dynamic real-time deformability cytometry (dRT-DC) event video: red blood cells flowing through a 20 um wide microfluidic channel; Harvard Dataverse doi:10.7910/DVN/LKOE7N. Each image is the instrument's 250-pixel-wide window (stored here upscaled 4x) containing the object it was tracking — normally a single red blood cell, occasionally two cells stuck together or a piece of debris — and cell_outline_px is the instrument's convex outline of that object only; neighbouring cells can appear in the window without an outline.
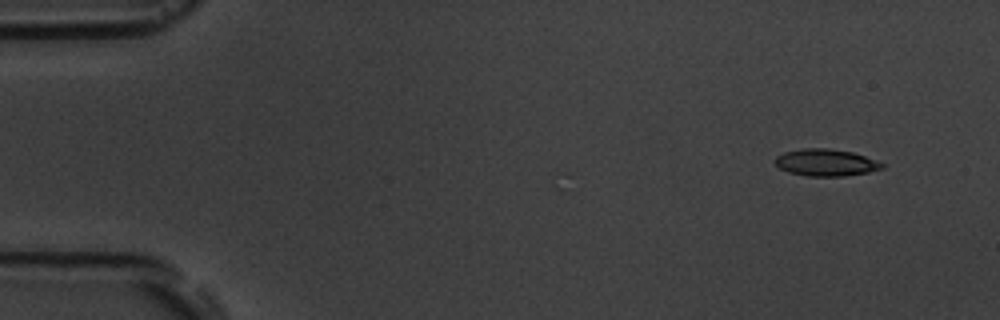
{"species": "common noctule bat (a hibernating species)", "species_latin": "Nyctalus noctula", "temperature_condition": "room temperature", "stored_images_in_passage": 5, "camera_frame_rate_fps": 3000, "um_per_image_px": 0.085, "animal": {"sex": "male", "body_mass_g": 19.5, "forearm_length_mm": 54.6}, "frame": {"image": 1, "passage_image": 1, "time_ms": 0.0, "image_size_px": [1000, 320], "cell_outline_px": [[884, 168], [868, 172], [844, 176], [808, 176], [788, 172], [780, 168], [772, 160], [776, 156], [784, 152], [804, 148], [828, 148], [852, 152], [864, 156], [884, 164]], "centroid_in_image_um": [70.16, 13.81], "position_along_channel_um": 14.8, "area_um2": 16.76}}
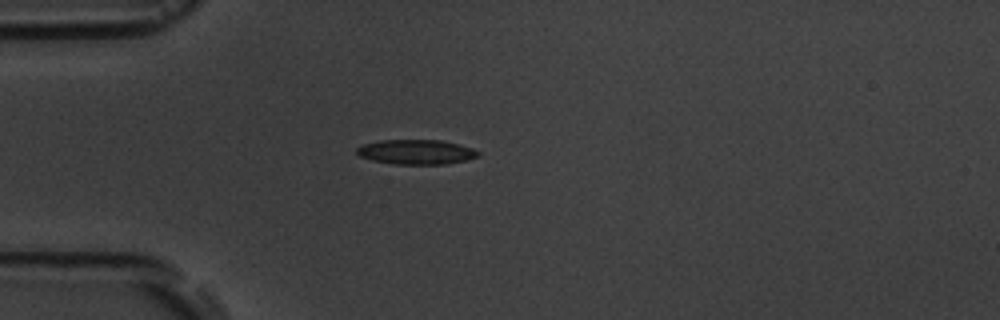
{"frame": {"image": 2, "passage_image": 4, "time_ms": 3.667, "image_size_px": [1000, 320], "cell_outline_px": [[480, 156], [464, 160], [444, 164], [392, 164], [372, 160], [360, 156], [356, 152], [356, 148], [364, 144], [380, 140], [440, 140], [472, 148], [480, 152]], "centroid_in_image_um": [35.36, 12.92], "position_along_channel_um": 49.6, "area_um2": 17.34}}